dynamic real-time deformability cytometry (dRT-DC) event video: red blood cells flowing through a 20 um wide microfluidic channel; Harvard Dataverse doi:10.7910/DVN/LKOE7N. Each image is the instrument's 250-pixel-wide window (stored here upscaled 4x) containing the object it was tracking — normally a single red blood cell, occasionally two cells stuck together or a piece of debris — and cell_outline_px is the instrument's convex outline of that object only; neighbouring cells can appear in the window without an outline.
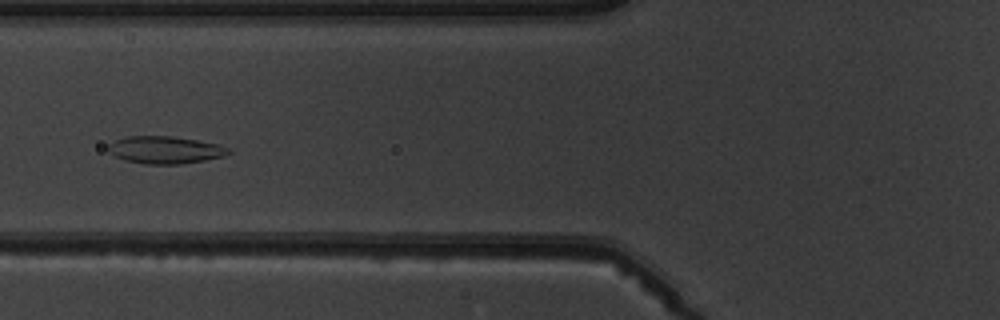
{"species": "common noctule bat (a hibernating species)", "species_latin": "Nyctalus noctula", "temperature_condition": "warm", "stored_images_in_passage": 8, "camera_frame_rate_fps": 3000, "um_per_image_px": 0.085, "animal": {"sex": "male", "body_mass_g": 19.5, "forearm_length_mm": 54.6}, "frame": {"image": 1, "passage_image": 5, "time_ms": 5.667, "image_size_px": [1000, 320], "cell_outline_px": [[232, 152], [224, 156], [204, 160], [180, 164], [144, 164], [124, 160], [116, 156], [108, 148], [108, 144], [124, 136], [172, 136], [220, 144], [228, 148]], "centroid_in_image_um": [14.05, 12.74], "position_along_channel_um": 111.7, "area_um2": 19.13}}
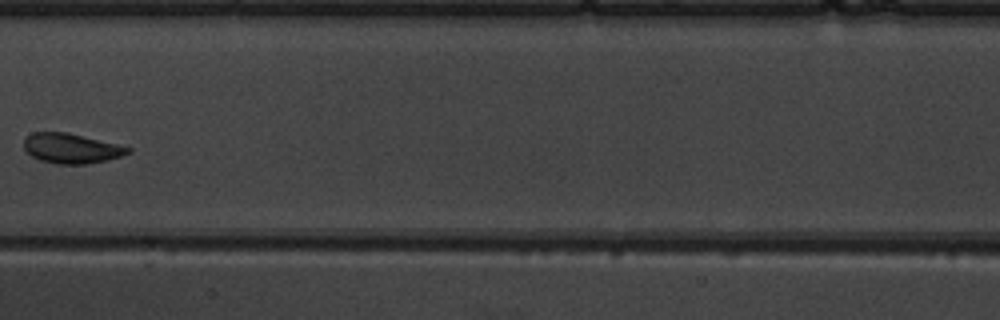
{"frame": {"image": 2, "passage_image": 7, "time_ms": 8.0, "image_size_px": [1000, 320], "cell_outline_px": [[132, 152], [108, 160], [88, 164], [56, 164], [40, 160], [32, 156], [24, 148], [24, 140], [32, 132], [68, 132], [132, 148]], "centroid_in_image_um": [6.07, 12.62], "position_along_channel_um": 201.3, "area_um2": 18.09}}
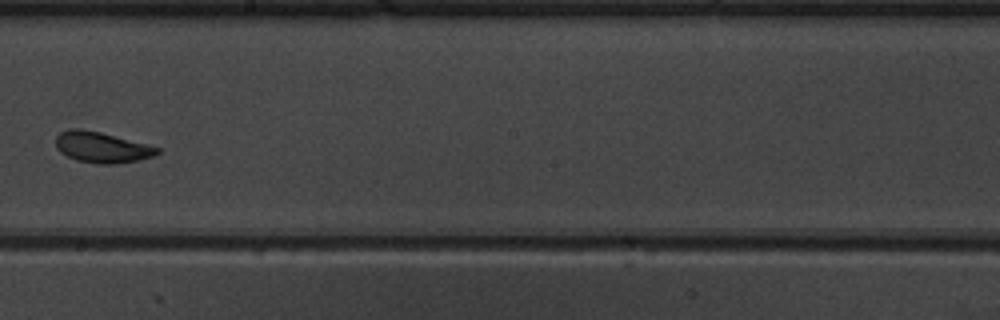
{"frame": {"image": 3, "passage_image": 8, "time_ms": 9.0, "image_size_px": [1000, 320], "cell_outline_px": [[160, 152], [152, 156], [136, 160], [116, 164], [96, 164], [76, 160], [60, 152], [56, 148], [56, 136], [60, 132], [72, 128], [80, 128], [100, 132], [160, 148]], "centroid_in_image_um": [8.6, 12.52], "position_along_channel_um": 239.6, "area_um2": 18.03}}